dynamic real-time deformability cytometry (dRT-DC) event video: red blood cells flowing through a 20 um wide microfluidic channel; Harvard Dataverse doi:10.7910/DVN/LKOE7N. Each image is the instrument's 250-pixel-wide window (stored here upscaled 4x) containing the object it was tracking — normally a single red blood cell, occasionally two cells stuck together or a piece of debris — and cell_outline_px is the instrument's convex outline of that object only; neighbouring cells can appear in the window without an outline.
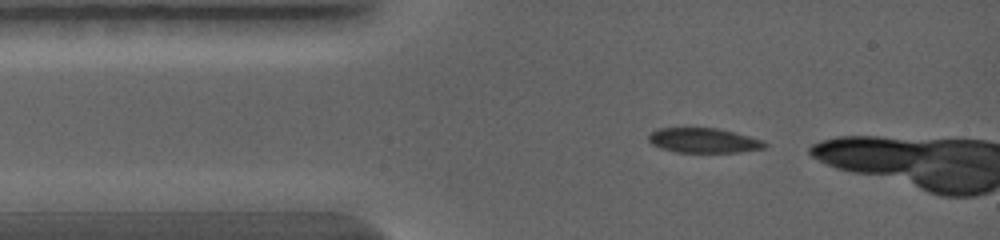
{"species": "common noctule bat (a hibernating species)", "species_latin": "Nyctalus noctula", "temperature_condition": "warm", "stored_images_in_passage": 6, "camera_frame_rate_fps": 5000, "um_per_image_px": 0.085, "animal": {"sex": "female", "body_mass_g": 19.0, "forearm_length_mm": 56.7}, "frame": {"image": 1, "passage_image": 1, "time_ms": 0.0, "image_size_px": [1000, 240], "cell_outline_px": [[768, 144], [764, 148], [740, 152], [676, 152], [660, 148], [652, 144], [648, 140], [648, 136], [656, 128], [716, 128], [736, 132], [764, 140]], "centroid_in_image_um": [59.83, 11.93], "position_along_channel_um": 25.2, "area_um2": 16.88}}
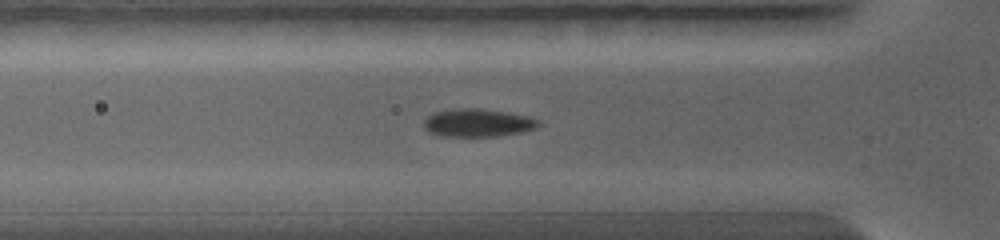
{"frame": {"image": 2, "passage_image": 5, "time_ms": 1.6, "image_size_px": [1000, 240], "cell_outline_px": [[540, 124], [536, 128], [520, 132], [496, 136], [440, 136], [428, 132], [424, 128], [424, 120], [432, 112], [452, 108], [480, 108], [508, 112], [528, 116], [540, 120]], "centroid_in_image_um": [40.58, 10.42], "position_along_channel_um": 85.2, "area_um2": 18.9}}